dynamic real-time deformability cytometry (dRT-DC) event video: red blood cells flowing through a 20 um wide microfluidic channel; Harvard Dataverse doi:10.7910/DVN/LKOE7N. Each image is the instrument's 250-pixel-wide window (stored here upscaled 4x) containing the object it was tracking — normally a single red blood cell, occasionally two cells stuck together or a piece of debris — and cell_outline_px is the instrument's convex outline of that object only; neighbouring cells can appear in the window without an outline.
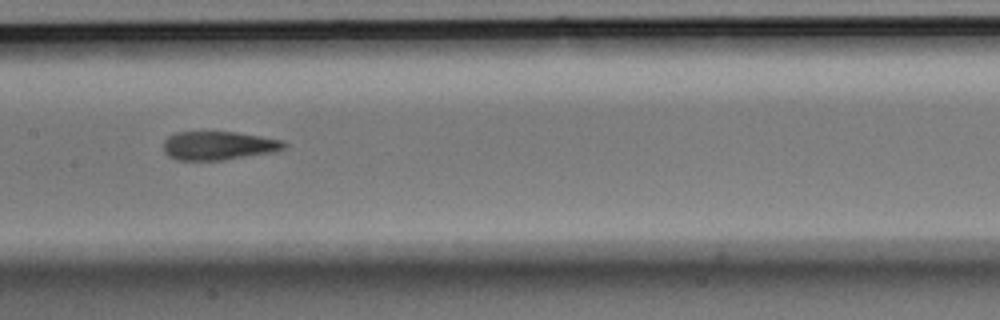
{"species": "Egyptian fruit bat (a non-hibernating species)", "species_latin": "Rousettus aegyptiacus", "temperature_condition": "room temperature", "stored_images_in_passage": 7, "camera_frame_rate_fps": 3000, "um_per_image_px": 0.085, "animal": {"sex": "male"}, "frame": {"image": 1, "passage_image": 6, "time_ms": 1.667, "image_size_px": [1000, 320], "cell_outline_px": [[288, 144], [284, 148], [276, 152], [224, 160], [176, 160], [168, 156], [164, 152], [164, 140], [168, 136], [176, 132], [236, 132], [284, 140]], "centroid_in_image_um": [18.6, 12.38], "position_along_channel_um": 188.8, "area_um2": 20.35}}
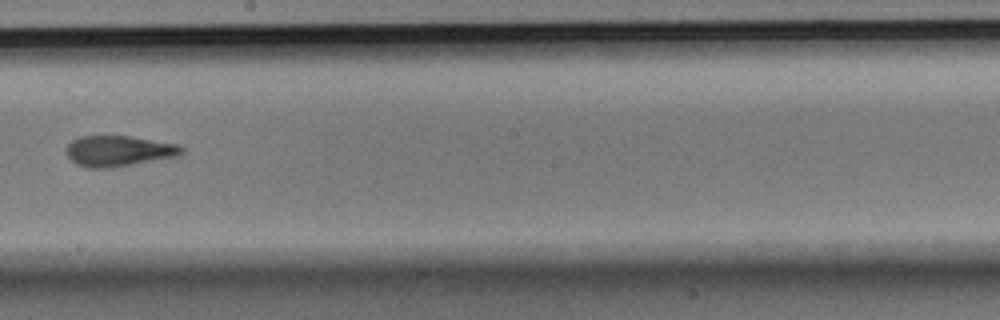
{"frame": {"image": 2, "passage_image": 7, "time_ms": 2.0, "image_size_px": [1000, 320], "cell_outline_px": [[188, 148], [180, 156], [108, 168], [88, 168], [76, 164], [68, 156], [68, 144], [72, 140], [80, 136], [132, 136], [176, 144]], "centroid_in_image_um": [10.15, 12.83], "position_along_channel_um": 238.1, "area_um2": 20.63}}